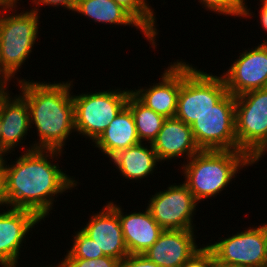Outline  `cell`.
I'll return each instance as SVG.
<instances>
[{"label":"cell","instance_id":"6da1fadb","mask_svg":"<svg viewBox=\"0 0 267 267\" xmlns=\"http://www.w3.org/2000/svg\"><path fill=\"white\" fill-rule=\"evenodd\" d=\"M62 154L59 150L34 149L24 151L10 164L6 160L8 207L32 211L45 221L55 209L57 197L79 184L53 163Z\"/></svg>","mask_w":267,"mask_h":267},{"label":"cell","instance_id":"7a4b0ae2","mask_svg":"<svg viewBox=\"0 0 267 267\" xmlns=\"http://www.w3.org/2000/svg\"><path fill=\"white\" fill-rule=\"evenodd\" d=\"M20 95L29 106L30 126L34 125L37 139L25 149L64 150L74 126V105L72 99L73 80L54 83L37 82L16 77ZM33 81V82H32ZM19 82V83H18ZM56 82V83H55Z\"/></svg>","mask_w":267,"mask_h":267},{"label":"cell","instance_id":"3957f363","mask_svg":"<svg viewBox=\"0 0 267 267\" xmlns=\"http://www.w3.org/2000/svg\"><path fill=\"white\" fill-rule=\"evenodd\" d=\"M255 164L239 150H200L181 164L183 181L199 203L215 198L236 178L240 170ZM226 187V188H225Z\"/></svg>","mask_w":267,"mask_h":267},{"label":"cell","instance_id":"277c9868","mask_svg":"<svg viewBox=\"0 0 267 267\" xmlns=\"http://www.w3.org/2000/svg\"><path fill=\"white\" fill-rule=\"evenodd\" d=\"M17 7L0 14V72L10 82L33 52L40 28L37 11L17 13Z\"/></svg>","mask_w":267,"mask_h":267},{"label":"cell","instance_id":"5b68a950","mask_svg":"<svg viewBox=\"0 0 267 267\" xmlns=\"http://www.w3.org/2000/svg\"><path fill=\"white\" fill-rule=\"evenodd\" d=\"M228 93L223 77L219 74L193 67L180 60V91L175 117L187 125L211 110Z\"/></svg>","mask_w":267,"mask_h":267},{"label":"cell","instance_id":"8992f818","mask_svg":"<svg viewBox=\"0 0 267 267\" xmlns=\"http://www.w3.org/2000/svg\"><path fill=\"white\" fill-rule=\"evenodd\" d=\"M235 121L239 151L258 163L267 154V87L235 96Z\"/></svg>","mask_w":267,"mask_h":267},{"label":"cell","instance_id":"52a82bcc","mask_svg":"<svg viewBox=\"0 0 267 267\" xmlns=\"http://www.w3.org/2000/svg\"><path fill=\"white\" fill-rule=\"evenodd\" d=\"M126 89L115 87L114 90L72 94L76 134L94 142L126 106L131 92Z\"/></svg>","mask_w":267,"mask_h":267},{"label":"cell","instance_id":"ba28073f","mask_svg":"<svg viewBox=\"0 0 267 267\" xmlns=\"http://www.w3.org/2000/svg\"><path fill=\"white\" fill-rule=\"evenodd\" d=\"M235 122V96L228 92L190 126L200 150H239Z\"/></svg>","mask_w":267,"mask_h":267},{"label":"cell","instance_id":"9c48e42d","mask_svg":"<svg viewBox=\"0 0 267 267\" xmlns=\"http://www.w3.org/2000/svg\"><path fill=\"white\" fill-rule=\"evenodd\" d=\"M228 238H221L206 246L213 252L215 261L228 265L266 267L267 264V222L246 227Z\"/></svg>","mask_w":267,"mask_h":267},{"label":"cell","instance_id":"30bf717a","mask_svg":"<svg viewBox=\"0 0 267 267\" xmlns=\"http://www.w3.org/2000/svg\"><path fill=\"white\" fill-rule=\"evenodd\" d=\"M149 199L147 208L164 230H195L193 215L198 202L184 182L169 184L166 190L156 192Z\"/></svg>","mask_w":267,"mask_h":267},{"label":"cell","instance_id":"8fae6325","mask_svg":"<svg viewBox=\"0 0 267 267\" xmlns=\"http://www.w3.org/2000/svg\"><path fill=\"white\" fill-rule=\"evenodd\" d=\"M239 57L223 72L227 91L233 96L267 87V43L244 49Z\"/></svg>","mask_w":267,"mask_h":267},{"label":"cell","instance_id":"7c38bea8","mask_svg":"<svg viewBox=\"0 0 267 267\" xmlns=\"http://www.w3.org/2000/svg\"><path fill=\"white\" fill-rule=\"evenodd\" d=\"M0 212V266L18 262L27 235L41 219L32 211L9 208Z\"/></svg>","mask_w":267,"mask_h":267},{"label":"cell","instance_id":"4fadbf2b","mask_svg":"<svg viewBox=\"0 0 267 267\" xmlns=\"http://www.w3.org/2000/svg\"><path fill=\"white\" fill-rule=\"evenodd\" d=\"M11 96L8 88H2L0 91L1 146L9 154L15 152L14 148L20 147L31 129L26 100L20 94Z\"/></svg>","mask_w":267,"mask_h":267},{"label":"cell","instance_id":"5bb4252c","mask_svg":"<svg viewBox=\"0 0 267 267\" xmlns=\"http://www.w3.org/2000/svg\"><path fill=\"white\" fill-rule=\"evenodd\" d=\"M81 230L95 241L99 251H103L105 256L121 262L129 255L118 213L108 203L99 212L91 215Z\"/></svg>","mask_w":267,"mask_h":267},{"label":"cell","instance_id":"9a60e30c","mask_svg":"<svg viewBox=\"0 0 267 267\" xmlns=\"http://www.w3.org/2000/svg\"><path fill=\"white\" fill-rule=\"evenodd\" d=\"M196 230H163L158 240L143 254L161 267H181L202 247L196 243Z\"/></svg>","mask_w":267,"mask_h":267},{"label":"cell","instance_id":"2e32d148","mask_svg":"<svg viewBox=\"0 0 267 267\" xmlns=\"http://www.w3.org/2000/svg\"><path fill=\"white\" fill-rule=\"evenodd\" d=\"M148 87L131 89V92L147 107L165 118L176 114L180 91V60L171 62L159 78V82Z\"/></svg>","mask_w":267,"mask_h":267},{"label":"cell","instance_id":"e0dca14e","mask_svg":"<svg viewBox=\"0 0 267 267\" xmlns=\"http://www.w3.org/2000/svg\"><path fill=\"white\" fill-rule=\"evenodd\" d=\"M107 203L118 213L123 239L129 254H143L158 240L164 230L153 219L147 207L142 212L126 213L122 206L115 202L107 201Z\"/></svg>","mask_w":267,"mask_h":267},{"label":"cell","instance_id":"ac0fdd59","mask_svg":"<svg viewBox=\"0 0 267 267\" xmlns=\"http://www.w3.org/2000/svg\"><path fill=\"white\" fill-rule=\"evenodd\" d=\"M151 145L161 163L183 156L182 159L187 161L200 151L191 126L176 117L164 120L161 130Z\"/></svg>","mask_w":267,"mask_h":267},{"label":"cell","instance_id":"d6986e66","mask_svg":"<svg viewBox=\"0 0 267 267\" xmlns=\"http://www.w3.org/2000/svg\"><path fill=\"white\" fill-rule=\"evenodd\" d=\"M74 14L77 12L82 16H86L89 20L98 22L99 24L132 26L144 35L151 48L157 47L155 39L143 28V26L122 6L113 0H77ZM88 16V17H87Z\"/></svg>","mask_w":267,"mask_h":267},{"label":"cell","instance_id":"ffe728a7","mask_svg":"<svg viewBox=\"0 0 267 267\" xmlns=\"http://www.w3.org/2000/svg\"><path fill=\"white\" fill-rule=\"evenodd\" d=\"M140 143L131 110L125 106L93 142L109 160L119 151Z\"/></svg>","mask_w":267,"mask_h":267},{"label":"cell","instance_id":"44dd1931","mask_svg":"<svg viewBox=\"0 0 267 267\" xmlns=\"http://www.w3.org/2000/svg\"><path fill=\"white\" fill-rule=\"evenodd\" d=\"M145 144V145H144ZM140 142L119 151L110 160L123 178L134 181L148 178L160 163L151 144ZM156 168V169H155Z\"/></svg>","mask_w":267,"mask_h":267},{"label":"cell","instance_id":"7402d4cb","mask_svg":"<svg viewBox=\"0 0 267 267\" xmlns=\"http://www.w3.org/2000/svg\"><path fill=\"white\" fill-rule=\"evenodd\" d=\"M126 106L133 114L140 142L152 144L166 118L144 105L132 92H130Z\"/></svg>","mask_w":267,"mask_h":267},{"label":"cell","instance_id":"603a6c76","mask_svg":"<svg viewBox=\"0 0 267 267\" xmlns=\"http://www.w3.org/2000/svg\"><path fill=\"white\" fill-rule=\"evenodd\" d=\"M127 10L143 28L157 41L159 30H157L156 16L152 6L147 0H113Z\"/></svg>","mask_w":267,"mask_h":267},{"label":"cell","instance_id":"cb8c5ba5","mask_svg":"<svg viewBox=\"0 0 267 267\" xmlns=\"http://www.w3.org/2000/svg\"><path fill=\"white\" fill-rule=\"evenodd\" d=\"M202 8L205 7L207 11L215 12L219 15L242 17V19L254 17L251 8L248 9L245 0H199ZM204 4V5H203ZM252 16V17H251Z\"/></svg>","mask_w":267,"mask_h":267},{"label":"cell","instance_id":"d4e9b609","mask_svg":"<svg viewBox=\"0 0 267 267\" xmlns=\"http://www.w3.org/2000/svg\"><path fill=\"white\" fill-rule=\"evenodd\" d=\"M73 244L70 250H67L64 258L96 259L105 256L103 251H99L95 241L86 235L81 229L75 231Z\"/></svg>","mask_w":267,"mask_h":267},{"label":"cell","instance_id":"484cf974","mask_svg":"<svg viewBox=\"0 0 267 267\" xmlns=\"http://www.w3.org/2000/svg\"><path fill=\"white\" fill-rule=\"evenodd\" d=\"M63 267H120V261L110 256L96 259L63 258Z\"/></svg>","mask_w":267,"mask_h":267},{"label":"cell","instance_id":"4316f807","mask_svg":"<svg viewBox=\"0 0 267 267\" xmlns=\"http://www.w3.org/2000/svg\"><path fill=\"white\" fill-rule=\"evenodd\" d=\"M214 265V254L206 245H204L181 267H214Z\"/></svg>","mask_w":267,"mask_h":267},{"label":"cell","instance_id":"83f0119b","mask_svg":"<svg viewBox=\"0 0 267 267\" xmlns=\"http://www.w3.org/2000/svg\"><path fill=\"white\" fill-rule=\"evenodd\" d=\"M120 267H161L150 261L144 254H129L121 262Z\"/></svg>","mask_w":267,"mask_h":267},{"label":"cell","instance_id":"f1b7e54d","mask_svg":"<svg viewBox=\"0 0 267 267\" xmlns=\"http://www.w3.org/2000/svg\"><path fill=\"white\" fill-rule=\"evenodd\" d=\"M32 5L34 4L35 6L31 9L37 11L40 14V6H53V7H63L66 10L69 11H74L77 0H31Z\"/></svg>","mask_w":267,"mask_h":267},{"label":"cell","instance_id":"f546056e","mask_svg":"<svg viewBox=\"0 0 267 267\" xmlns=\"http://www.w3.org/2000/svg\"><path fill=\"white\" fill-rule=\"evenodd\" d=\"M2 206H6V209L8 207L5 166L0 167V209Z\"/></svg>","mask_w":267,"mask_h":267},{"label":"cell","instance_id":"4dcf8cb0","mask_svg":"<svg viewBox=\"0 0 267 267\" xmlns=\"http://www.w3.org/2000/svg\"><path fill=\"white\" fill-rule=\"evenodd\" d=\"M261 9L259 10V20L260 24H262L261 28L267 32V0H259ZM264 43H267V39H263Z\"/></svg>","mask_w":267,"mask_h":267},{"label":"cell","instance_id":"1f68e13d","mask_svg":"<svg viewBox=\"0 0 267 267\" xmlns=\"http://www.w3.org/2000/svg\"><path fill=\"white\" fill-rule=\"evenodd\" d=\"M22 0H0V14L10 11L12 8L20 4Z\"/></svg>","mask_w":267,"mask_h":267},{"label":"cell","instance_id":"d6a6232c","mask_svg":"<svg viewBox=\"0 0 267 267\" xmlns=\"http://www.w3.org/2000/svg\"><path fill=\"white\" fill-rule=\"evenodd\" d=\"M9 155L8 152L1 146V143H0V167L2 166H5V163H6V157Z\"/></svg>","mask_w":267,"mask_h":267},{"label":"cell","instance_id":"836d02e7","mask_svg":"<svg viewBox=\"0 0 267 267\" xmlns=\"http://www.w3.org/2000/svg\"><path fill=\"white\" fill-rule=\"evenodd\" d=\"M9 85H10V81L0 72V86L2 88H8Z\"/></svg>","mask_w":267,"mask_h":267},{"label":"cell","instance_id":"e575fe53","mask_svg":"<svg viewBox=\"0 0 267 267\" xmlns=\"http://www.w3.org/2000/svg\"><path fill=\"white\" fill-rule=\"evenodd\" d=\"M19 263L18 262H15V263H10V264H6V265H3L2 267H19L17 266ZM58 265L55 266V263L54 265H48L46 267H63L62 263H61V260L59 263H57ZM38 267V266H37ZM42 267V266H41ZM45 267V266H44Z\"/></svg>","mask_w":267,"mask_h":267},{"label":"cell","instance_id":"d590c367","mask_svg":"<svg viewBox=\"0 0 267 267\" xmlns=\"http://www.w3.org/2000/svg\"><path fill=\"white\" fill-rule=\"evenodd\" d=\"M214 267H248V266H241V265H228V264H222L215 261Z\"/></svg>","mask_w":267,"mask_h":267}]
</instances>
